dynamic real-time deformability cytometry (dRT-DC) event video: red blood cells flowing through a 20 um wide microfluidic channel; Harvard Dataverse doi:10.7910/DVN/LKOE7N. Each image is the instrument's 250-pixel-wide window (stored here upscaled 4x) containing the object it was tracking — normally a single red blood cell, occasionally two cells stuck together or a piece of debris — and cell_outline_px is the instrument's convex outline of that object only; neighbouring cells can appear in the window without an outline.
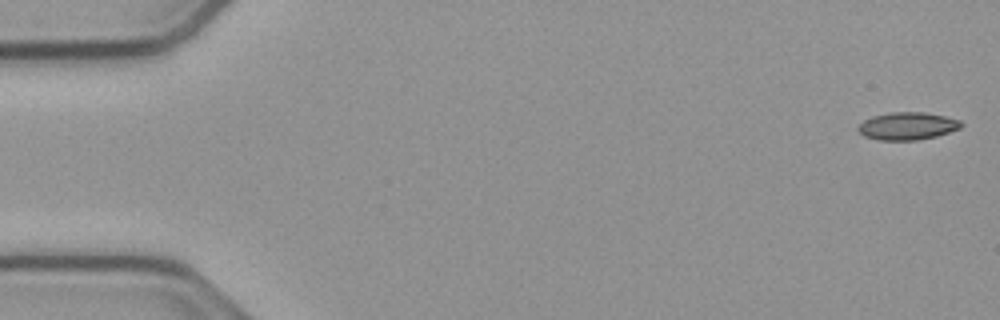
{"species": "common noctule bat (a hibernating species)", "species_latin": "Nyctalus noctula", "temperature_condition": "cold", "stored_images_in_passage": 16, "camera_frame_rate_fps": 3000, "um_per_image_px": 0.085, "animal": {"sex": "male", "body_mass_g": 23.1, "forearm_length_mm": 52.7}, "frame": {"image": 1, "passage_image": 1, "time_ms": 0.0, "image_size_px": [1000, 320], "cell_outline_px": [[964, 124], [960, 128], [936, 136], [916, 140], [876, 140], [864, 136], [856, 128], [864, 120], [872, 116], [888, 112], [924, 112], [944, 116], [960, 120]], "centroid_in_image_um": [77.11, 10.71], "position_along_channel_um": 7.9, "area_um2": 16.59}}
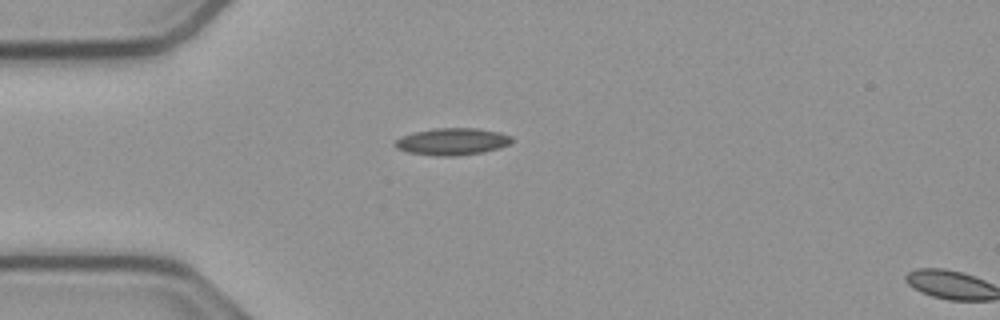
{"frame": {"image": 2, "passage_image": 14, "time_ms": 4.333, "image_size_px": [1000, 320], "cell_outline_px": [[512, 144], [500, 148], [484, 152], [456, 156], [436, 156], [408, 152], [396, 148], [392, 144], [396, 140], [404, 136], [416, 132], [436, 128], [476, 128], [500, 132], [512, 136]], "centroid_in_image_um": [38.49, 12.04], "position_along_channel_um": 46.5, "area_um2": 18.44}}